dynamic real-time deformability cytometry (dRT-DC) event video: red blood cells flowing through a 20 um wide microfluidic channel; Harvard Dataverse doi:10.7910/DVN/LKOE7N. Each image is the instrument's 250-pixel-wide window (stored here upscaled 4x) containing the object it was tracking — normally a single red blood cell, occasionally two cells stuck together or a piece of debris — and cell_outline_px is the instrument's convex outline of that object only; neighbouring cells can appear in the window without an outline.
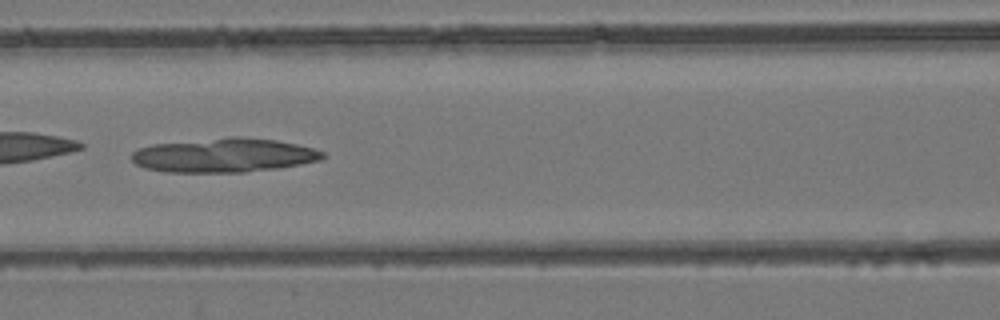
{"species": "common noctule bat (a hibernating species)", "species_latin": "Nyctalus noctula", "temperature_condition": "room temperature", "stored_images_in_passage": 5, "camera_frame_rate_fps": 3000, "um_per_image_px": 0.085, "animal": {"sex": "female", "body_mass_g": 24.6, "forearm_length_mm": 56.2}, "frame": {"image": 1, "passage_image": 5, "time_ms": 1.333, "image_size_px": [1000, 320], "cell_outline_px": [[328, 156], [320, 160], [300, 164], [276, 168], [244, 172], [168, 172], [144, 168], [136, 164], [132, 160], [132, 152], [140, 148], [152, 144], [228, 136], [240, 136], [276, 140], [296, 144], [312, 148], [324, 152]], "centroid_in_image_um": [19.04, 13.19], "position_along_channel_um": 147.6, "area_um2": 38.09}}